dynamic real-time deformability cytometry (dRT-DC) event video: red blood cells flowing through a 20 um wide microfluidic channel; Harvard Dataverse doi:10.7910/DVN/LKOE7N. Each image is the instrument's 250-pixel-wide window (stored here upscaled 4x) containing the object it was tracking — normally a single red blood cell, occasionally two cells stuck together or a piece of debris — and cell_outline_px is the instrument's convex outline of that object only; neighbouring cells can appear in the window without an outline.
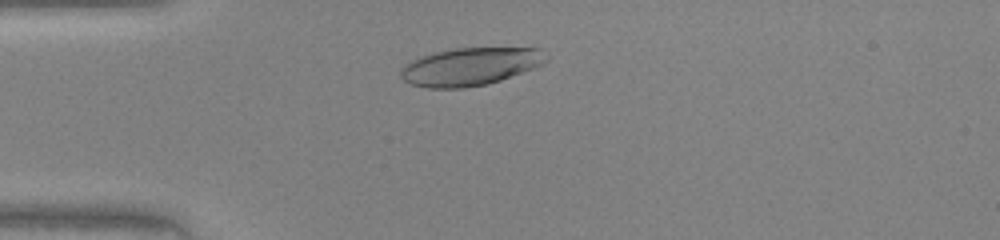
{"species": "human", "species_latin": "Homo sapiens", "temperature_condition": "warm", "stored_images_in_passage": 33, "camera_frame_rate_fps": 3000, "um_per_image_px": 0.085, "donor": {"sex": "female"}, "frame": {"image": 1, "passage_image": 6, "time_ms": 1.667, "image_size_px": [1000, 240], "cell_outline_px": [[548, 60], [532, 68], [500, 80], [488, 84], [464, 88], [424, 88], [412, 84], [404, 80], [400, 76], [400, 72], [416, 56], [456, 48], [540, 48]], "centroid_in_image_um": [39.93, 5.66], "position_along_channel_um": 45.1, "area_um2": 31.73}}
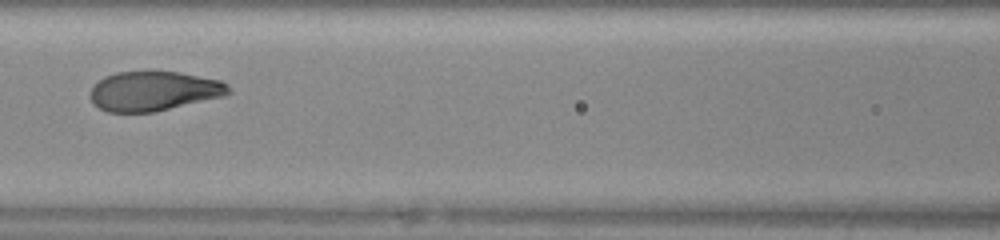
{"frame": {"image": 2, "passage_image": 15, "time_ms": 4.667, "image_size_px": [1000, 240], "cell_outline_px": [[232, 92], [224, 96], [156, 112], [108, 112], [92, 104], [88, 92], [104, 76], [116, 72], [180, 72], [220, 80], [228, 84]], "centroid_in_image_um": [13.07, 7.75], "position_along_channel_um": 153.5, "area_um2": 32.02}}